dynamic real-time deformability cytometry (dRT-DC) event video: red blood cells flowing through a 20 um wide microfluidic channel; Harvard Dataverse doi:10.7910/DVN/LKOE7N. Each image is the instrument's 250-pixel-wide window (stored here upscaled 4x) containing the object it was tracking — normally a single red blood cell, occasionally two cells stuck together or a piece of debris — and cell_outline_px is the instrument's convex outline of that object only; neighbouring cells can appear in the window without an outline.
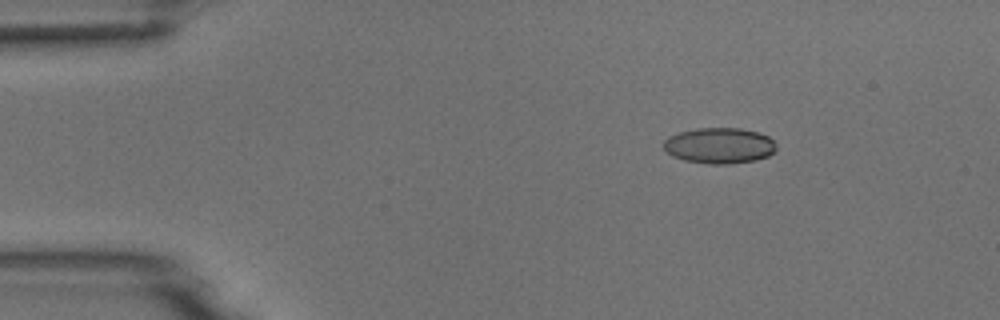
{"species": "common noctule bat (a hibernating species)", "species_latin": "Nyctalus noctula", "temperature_condition": "room temperature", "stored_images_in_passage": 6, "camera_frame_rate_fps": 3000, "um_per_image_px": 0.085, "animal": {"sex": "male", "body_mass_g": 18.8}, "frame": {"image": 1, "passage_image": 3, "time_ms": 0.667, "image_size_px": [1000, 320], "cell_outline_px": [[776, 148], [768, 156], [756, 160], [732, 164], [708, 164], [684, 160], [672, 156], [664, 148], [664, 140], [668, 136], [680, 132], [696, 128], [740, 128], [756, 132], [768, 136], [776, 144]], "centroid_in_image_um": [61.14, 12.38], "position_along_channel_um": 23.9, "area_um2": 23.52}}